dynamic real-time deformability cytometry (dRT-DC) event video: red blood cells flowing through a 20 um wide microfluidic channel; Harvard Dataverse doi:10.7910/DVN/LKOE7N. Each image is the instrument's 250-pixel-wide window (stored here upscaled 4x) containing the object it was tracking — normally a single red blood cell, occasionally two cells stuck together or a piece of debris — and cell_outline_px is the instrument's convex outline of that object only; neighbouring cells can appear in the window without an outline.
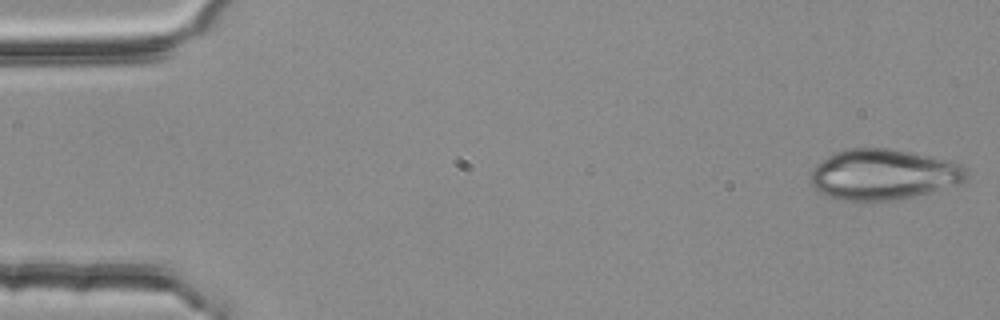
{"species": "common noctule bat (a hibernating species)", "species_latin": "Nyctalus noctula", "temperature_condition": "room temperature", "stored_images_in_passage": 3, "camera_frame_rate_fps": 3000, "um_per_image_px": 0.085, "animal": {"sex": "female", "body_mass_g": 25.1}, "frame": {"image": 1, "passage_image": 1, "time_ms": 0.0, "image_size_px": [1000, 320], "cell_outline_px": [[968, 172], [964, 180], [960, 184], [896, 200], [840, 200], [828, 196], [820, 192], [812, 184], [808, 176], [812, 168], [820, 160], [844, 148], [888, 148], [948, 160], [960, 164], [968, 168]], "centroid_in_image_um": [75.05, 14.82], "position_along_channel_um": 10.0, "area_um2": 45.89}}